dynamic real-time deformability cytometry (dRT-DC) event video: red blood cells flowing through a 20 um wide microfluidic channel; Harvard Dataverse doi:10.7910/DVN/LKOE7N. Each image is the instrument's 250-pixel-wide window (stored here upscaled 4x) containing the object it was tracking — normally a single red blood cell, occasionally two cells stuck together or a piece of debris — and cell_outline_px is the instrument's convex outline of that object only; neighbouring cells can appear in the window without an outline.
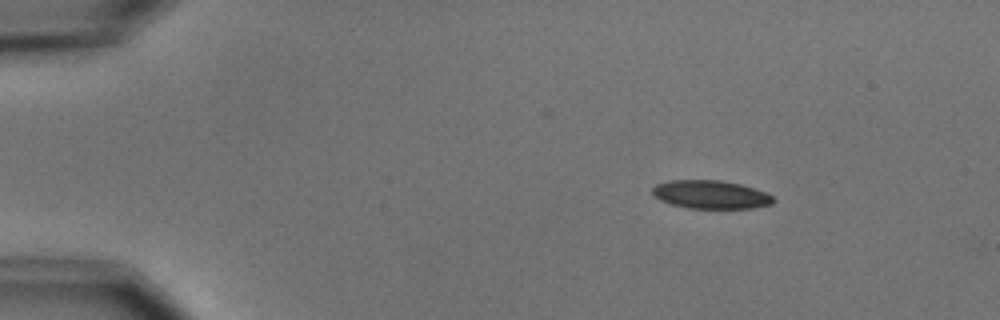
{"species": "common noctule bat (a hibernating species)", "species_latin": "Nyctalus noctula", "temperature_condition": "cold", "stored_images_in_passage": 4, "camera_frame_rate_fps": 3000, "um_per_image_px": 0.085, "animal": {"sex": "male", "body_mass_g": 15.6}, "frame": {"image": 1, "passage_image": 2, "time_ms": 1.333, "image_size_px": [1000, 320], "cell_outline_px": [[776, 200], [772, 204], [752, 208], [688, 208], [672, 204], [660, 200], [652, 196], [652, 188], [656, 184], [668, 180], [720, 180], [740, 184], [764, 192], [772, 196]], "centroid_in_image_um": [60.37, 16.53], "position_along_channel_um": 24.6, "area_um2": 19.94}}